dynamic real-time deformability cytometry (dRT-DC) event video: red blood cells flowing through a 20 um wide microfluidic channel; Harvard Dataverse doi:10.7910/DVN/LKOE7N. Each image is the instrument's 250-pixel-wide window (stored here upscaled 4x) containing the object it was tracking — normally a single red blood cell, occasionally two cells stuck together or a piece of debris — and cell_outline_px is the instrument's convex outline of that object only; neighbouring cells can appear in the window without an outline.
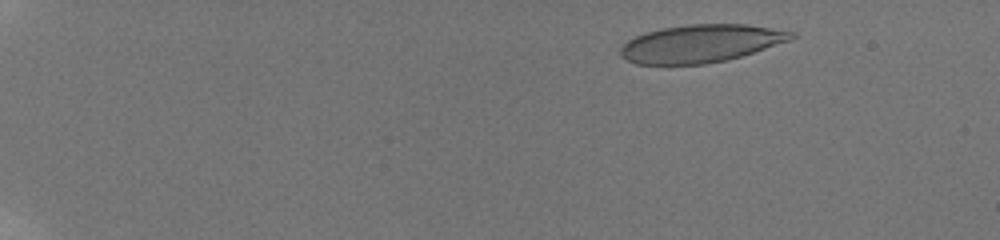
{"species": "human", "species_latin": "Homo sapiens", "temperature_condition": "room temperature", "stored_images_in_passage": 22, "camera_frame_rate_fps": 3000, "um_per_image_px": 0.085, "donor": {"sex": "male"}, "frame": {"image": 1, "passage_image": 5, "time_ms": 2.333, "image_size_px": [1000, 240], "cell_outline_px": [[796, 36], [792, 40], [728, 60], [704, 64], [636, 64], [620, 56], [620, 48], [628, 40], [644, 32], [660, 28], [692, 24], [748, 24], [796, 32]], "centroid_in_image_um": [59.59, 3.69], "position_along_channel_um": 25.4, "area_um2": 37.74}}
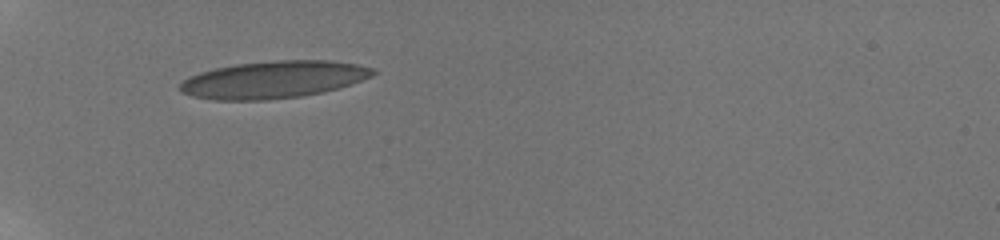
{"frame": {"image": 2, "passage_image": 12, "time_ms": 6.667, "image_size_px": [1000, 240], "cell_outline_px": [[376, 72], [372, 76], [352, 84], [324, 92], [300, 96], [268, 100], [212, 100], [192, 96], [180, 92], [180, 84], [188, 76], [200, 72], [216, 68], [236, 64], [276, 60], [328, 60], [356, 64], [376, 68]], "centroid_in_image_um": [23.25, 6.77], "position_along_channel_um": 61.7, "area_um2": 42.02}}
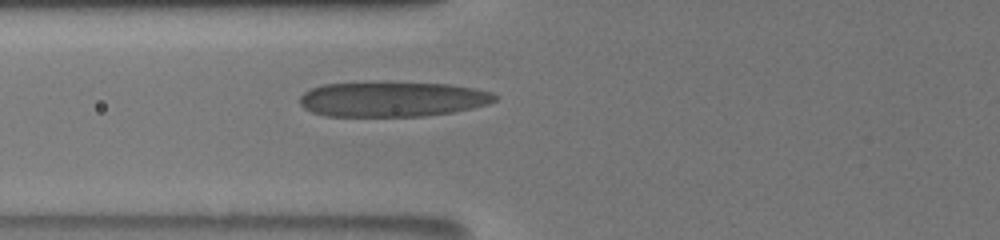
{"frame": {"image": 3, "passage_image": 16, "time_ms": 8.0, "image_size_px": [1000, 240], "cell_outline_px": [[500, 96], [496, 100], [488, 104], [472, 108], [452, 112], [428, 116], [324, 116], [312, 112], [304, 108], [300, 104], [300, 96], [304, 92], [312, 88], [324, 84], [448, 84], [476, 88], [492, 92]], "centroid_in_image_um": [33.39, 8.46], "position_along_channel_um": 92.4, "area_um2": 39.25}}